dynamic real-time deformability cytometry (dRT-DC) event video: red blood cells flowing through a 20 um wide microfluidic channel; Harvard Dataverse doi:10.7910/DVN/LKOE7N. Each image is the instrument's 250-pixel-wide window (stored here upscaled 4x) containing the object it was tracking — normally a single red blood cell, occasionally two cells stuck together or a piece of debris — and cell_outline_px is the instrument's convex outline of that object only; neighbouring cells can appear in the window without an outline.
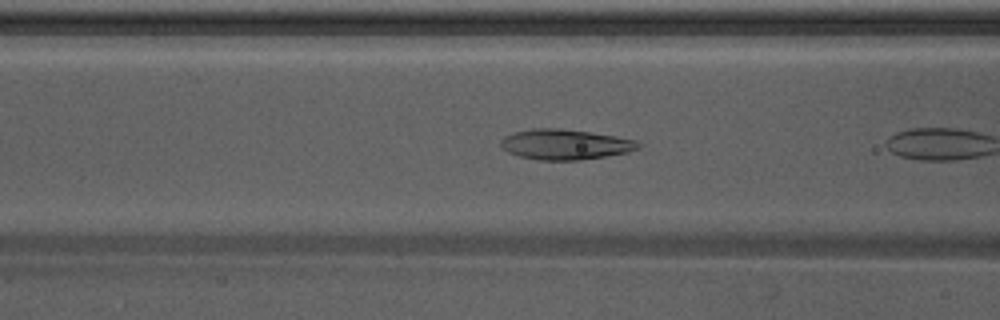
{"species": "Egyptian fruit bat (a non-hibernating species)", "species_latin": "Rousettus aegyptiacus", "temperature_condition": "warm", "stored_images_in_passage": 6, "camera_frame_rate_fps": 3000, "um_per_image_px": 0.085, "animal": {"sex": "male"}, "frame": {"image": 1, "passage_image": 5, "time_ms": 1.333, "image_size_px": [1000, 320], "cell_outline_px": [[644, 144], [640, 148], [628, 152], [580, 160], [540, 160], [520, 156], [508, 152], [500, 144], [500, 140], [504, 136], [512, 132], [532, 128], [560, 128], [588, 132], [636, 140]], "centroid_in_image_um": [48.03, 12.27], "position_along_channel_um": 118.6, "area_um2": 24.22}}